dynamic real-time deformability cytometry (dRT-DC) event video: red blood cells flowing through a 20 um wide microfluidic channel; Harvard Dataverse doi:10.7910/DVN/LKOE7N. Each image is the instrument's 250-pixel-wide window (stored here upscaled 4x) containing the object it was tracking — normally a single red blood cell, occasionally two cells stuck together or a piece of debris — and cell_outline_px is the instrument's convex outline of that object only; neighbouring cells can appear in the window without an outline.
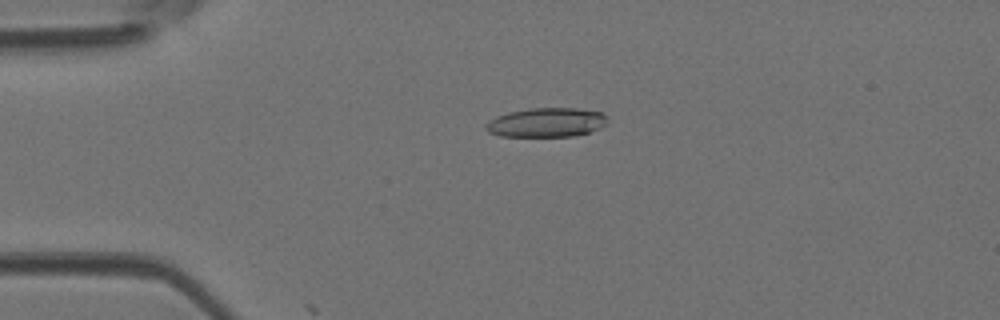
{"species": "Egyptian fruit bat (a non-hibernating species)", "species_latin": "Rousettus aegyptiacus", "temperature_condition": "room temperature", "stored_images_in_passage": 17, "camera_frame_rate_fps": 3000, "um_per_image_px": 0.085, "animal": {"sex": "female"}, "frame": {"image": 1, "passage_image": 6, "time_ms": 1.667, "image_size_px": [1000, 320], "cell_outline_px": [[608, 120], [600, 128], [588, 132], [572, 136], [500, 136], [488, 132], [484, 128], [484, 124], [496, 116], [508, 112], [528, 108], [576, 108], [600, 112]], "centroid_in_image_um": [46.38, 10.4], "position_along_channel_um": 38.6, "area_um2": 20.63}}
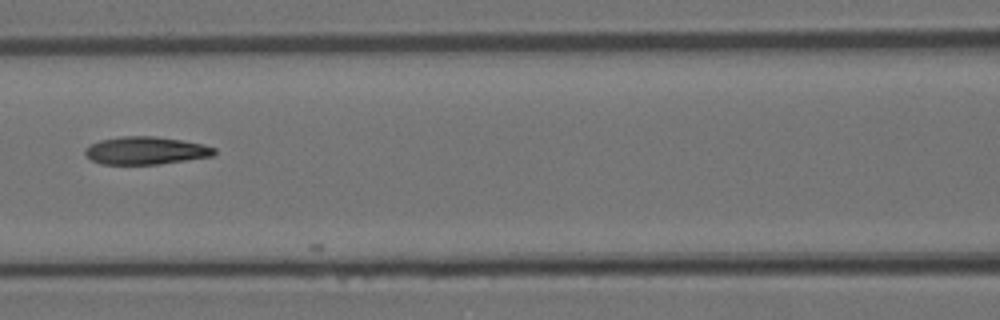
{"frame": {"image": 2, "passage_image": 16, "time_ms": 5.0, "image_size_px": [1000, 320], "cell_outline_px": [[216, 152], [212, 156], [160, 164], [100, 164], [92, 160], [84, 152], [84, 148], [100, 140], [120, 136], [156, 136], [204, 144], [216, 148]], "centroid_in_image_um": [12.39, 12.79], "position_along_channel_um": 154.2, "area_um2": 20.87}}